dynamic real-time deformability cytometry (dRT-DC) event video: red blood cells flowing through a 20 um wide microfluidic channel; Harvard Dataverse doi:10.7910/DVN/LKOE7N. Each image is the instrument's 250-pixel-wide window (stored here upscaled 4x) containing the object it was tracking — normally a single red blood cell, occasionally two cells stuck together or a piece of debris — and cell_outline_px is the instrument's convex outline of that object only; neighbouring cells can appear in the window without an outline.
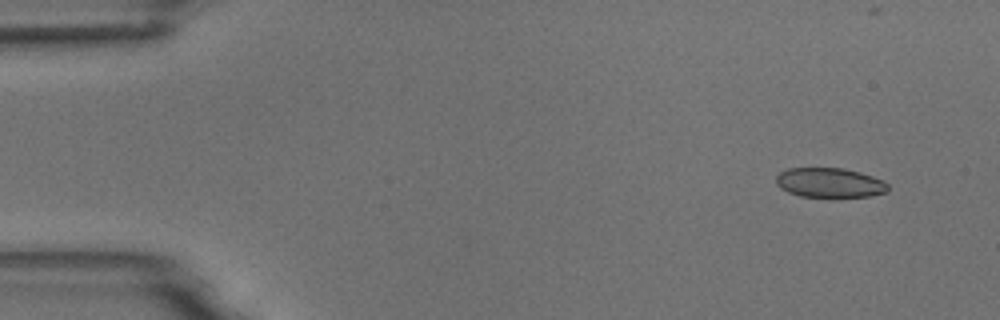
{"species": "common noctule bat (a hibernating species)", "species_latin": "Nyctalus noctula", "temperature_condition": "room temperature", "stored_images_in_passage": 4, "camera_frame_rate_fps": 3000, "um_per_image_px": 0.085, "animal": {"sex": "male", "body_mass_g": 18.8}, "frame": {"image": 1, "passage_image": 1, "time_ms": 0.0, "image_size_px": [1000, 320], "cell_outline_px": [[888, 192], [868, 196], [836, 200], [828, 200], [800, 196], [788, 192], [780, 188], [776, 184], [776, 176], [780, 172], [788, 168], [844, 168], [860, 172], [884, 180], [888, 184]], "centroid_in_image_um": [70.54, 15.58], "position_along_channel_um": 14.5, "area_um2": 20.35}}
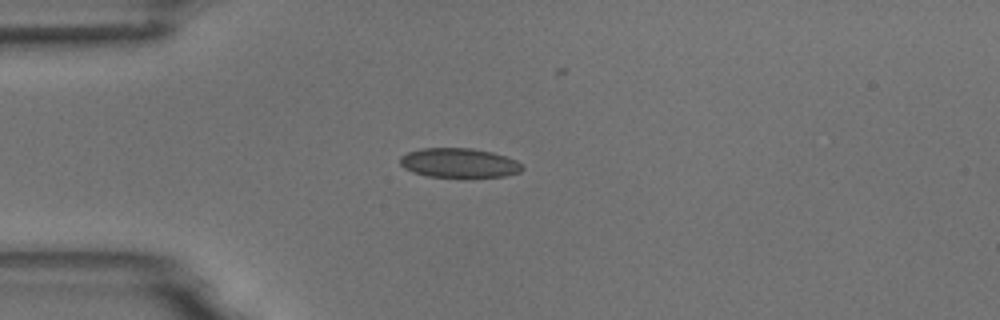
{"frame": {"image": 2, "passage_image": 4, "time_ms": 3.333, "image_size_px": [1000, 320], "cell_outline_px": [[524, 168], [520, 172], [504, 176], [428, 176], [412, 172], [404, 168], [400, 164], [400, 156], [408, 152], [424, 148], [472, 148], [492, 152], [516, 160]], "centroid_in_image_um": [39.0, 13.83], "position_along_channel_um": 46.0, "area_um2": 20.63}}